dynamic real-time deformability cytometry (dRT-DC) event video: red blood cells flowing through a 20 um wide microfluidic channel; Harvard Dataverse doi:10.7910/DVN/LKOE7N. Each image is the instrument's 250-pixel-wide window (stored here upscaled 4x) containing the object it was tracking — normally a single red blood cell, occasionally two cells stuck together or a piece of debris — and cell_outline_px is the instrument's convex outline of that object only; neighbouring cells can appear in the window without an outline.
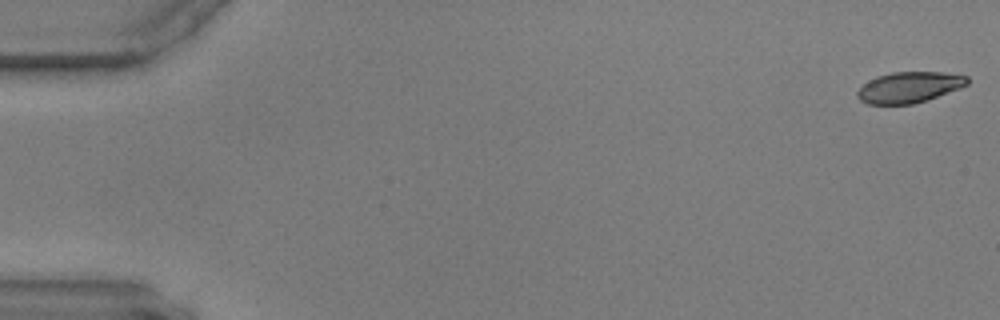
{"species": "common noctule bat (a hibernating species)", "species_latin": "Nyctalus noctula", "temperature_condition": "warm", "stored_images_in_passage": 58, "camera_frame_rate_fps": 3000, "um_per_image_px": 0.085, "animal": {"sex": "male", "body_mass_g": 17.9, "forearm_length_mm": 54.2}, "frame": {"image": 1, "passage_image": 1, "time_ms": 0.0, "image_size_px": [1000, 320], "cell_outline_px": [[968, 84], [960, 88], [912, 104], [868, 104], [860, 100], [856, 96], [856, 92], [868, 80], [876, 76], [892, 72], [944, 72], [968, 76]], "centroid_in_image_um": [77.25, 7.4], "position_along_channel_um": 7.7, "area_um2": 19.65}}
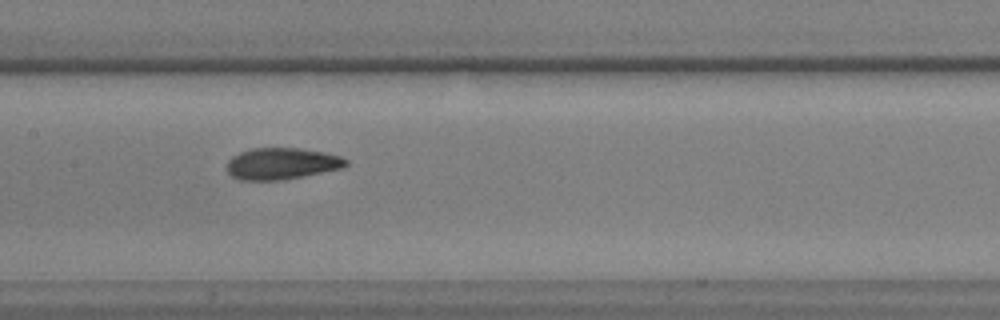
{"frame": {"image": 2, "passage_image": 29, "time_ms": 9.333, "image_size_px": [1000, 320], "cell_outline_px": [[348, 164], [344, 168], [280, 180], [240, 180], [232, 176], [228, 172], [228, 160], [232, 156], [248, 148], [300, 148], [324, 152], [340, 156], [348, 160]], "centroid_in_image_um": [23.95, 13.9], "position_along_channel_um": 183.4, "area_um2": 21.91}}
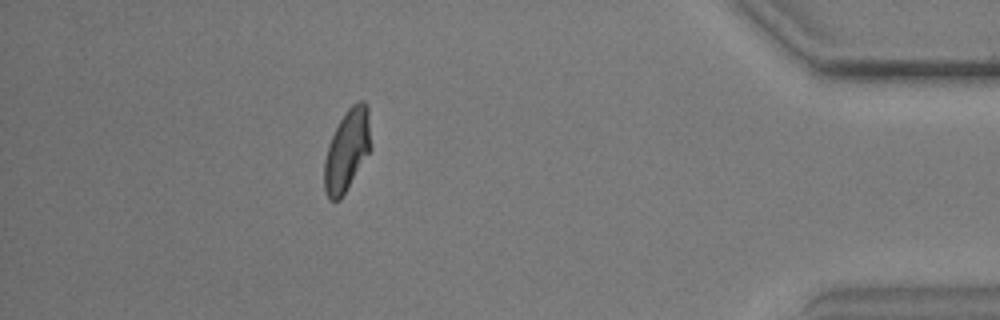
{"frame": {"image": 3, "passage_image": 52, "time_ms": 17.0, "image_size_px": [1000, 320], "cell_outline_px": [[372, 148], [340, 200], [328, 200], [324, 188], [324, 160], [332, 136], [344, 112], [352, 104], [360, 100], [364, 100], [368, 108]], "centroid_in_image_um": [29.51, 12.76], "position_along_channel_um": 405.7, "area_um2": 22.14}}